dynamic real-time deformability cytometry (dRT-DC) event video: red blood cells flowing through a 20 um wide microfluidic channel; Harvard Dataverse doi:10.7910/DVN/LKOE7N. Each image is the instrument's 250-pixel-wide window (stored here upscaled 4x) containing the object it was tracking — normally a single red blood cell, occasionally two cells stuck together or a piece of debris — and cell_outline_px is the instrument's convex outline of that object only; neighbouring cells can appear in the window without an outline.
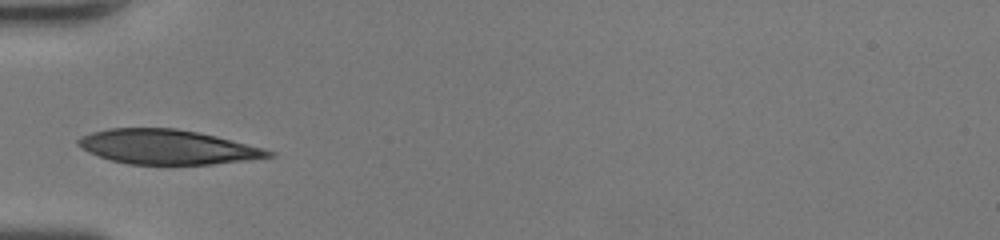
{"species": "human", "species_latin": "Homo sapiens", "temperature_condition": "room temperature", "stored_images_in_passage": 29, "camera_frame_rate_fps": 3000, "um_per_image_px": 0.085, "donor": {"sex": "female"}, "frame": {"image": 1, "passage_image": 1, "time_ms": 0.0, "image_size_px": [1000, 240], "cell_outline_px": [[276, 156], [212, 164], [128, 164], [112, 160], [88, 152], [76, 144], [76, 140], [80, 136], [92, 132], [108, 128], [176, 128], [200, 132], [264, 148], [276, 152]], "centroid_in_image_um": [14.22, 12.48], "position_along_channel_um": 70.8, "area_um2": 38.32}}
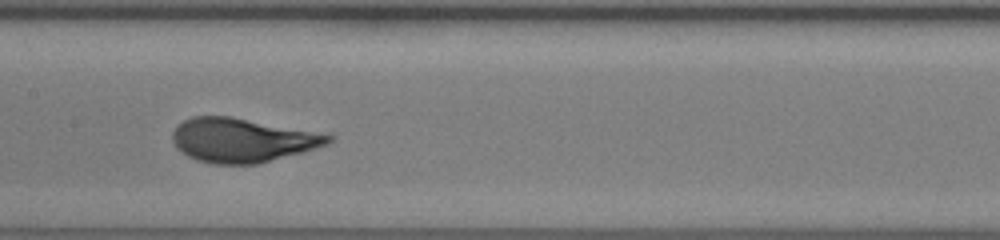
{"frame": {"image": 2, "passage_image": 9, "time_ms": 2.667, "image_size_px": [1000, 240], "cell_outline_px": [[336, 136], [328, 144], [304, 152], [256, 164], [212, 164], [196, 160], [180, 152], [176, 148], [172, 140], [172, 132], [176, 124], [192, 116], [232, 116]], "centroid_in_image_um": [20.54, 11.91], "position_along_channel_um": 186.9, "area_um2": 40.17}}
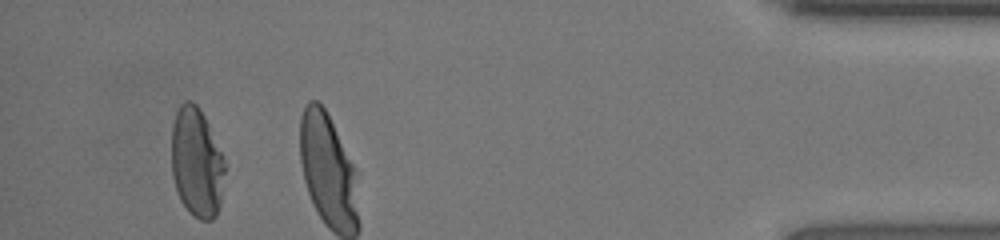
{"frame": {"image": 3, "passage_image": 27, "time_ms": 8.667, "image_size_px": [1000, 240], "cell_outline_px": [[228, 164], [220, 204], [216, 216], [212, 220], [200, 220], [188, 212], [180, 200], [172, 176], [172, 124], [176, 112], [180, 104], [184, 100], [192, 100], [196, 104], [204, 116]], "centroid_in_image_um": [16.75, 13.83], "position_along_channel_um": 418.5, "area_um2": 34.74}, "authors_computed_cell_mechanics": {"area_um2": 39.9398, "velocity_mm_per_s": 4.4021, "shape_relaxation_time_tau1_ms": 2.2762, "shape_relaxation_time_tau2_ms": null, "deformation_change_tau1": 0.1722, "deformation_change_tau2": null}}